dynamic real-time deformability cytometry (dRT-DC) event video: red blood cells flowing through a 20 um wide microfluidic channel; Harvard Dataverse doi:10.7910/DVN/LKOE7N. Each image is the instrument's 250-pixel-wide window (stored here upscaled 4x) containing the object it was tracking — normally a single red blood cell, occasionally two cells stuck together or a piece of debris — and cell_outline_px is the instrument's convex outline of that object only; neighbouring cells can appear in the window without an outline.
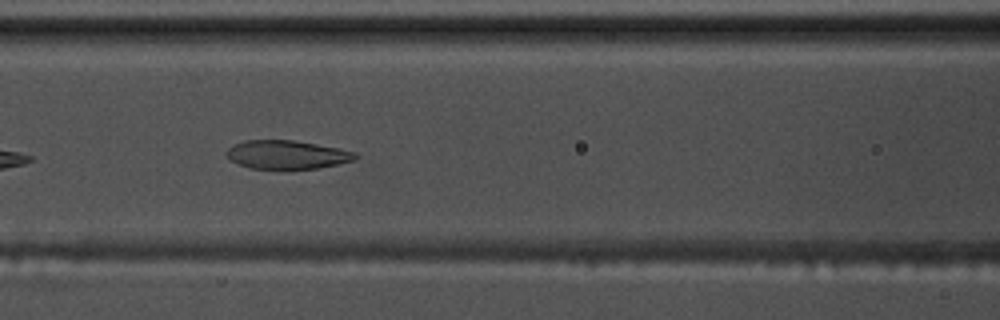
{"species": "common noctule bat (a hibernating species)", "species_latin": "Nyctalus noctula", "temperature_condition": "warm", "stored_images_in_passage": 15, "camera_frame_rate_fps": 3000, "um_per_image_px": 0.085, "animal": {"sex": "male", "body_mass_g": 17.5, "forearm_length_mm": 52.3}, "frame": {"image": 1, "passage_image": 9, "time_ms": 2.667, "image_size_px": [1000, 320], "cell_outline_px": [[360, 156], [356, 160], [316, 168], [252, 168], [228, 160], [224, 152], [232, 144], [244, 140], [292, 140], [340, 148], [356, 152]], "centroid_in_image_um": [24.37, 13.13], "position_along_channel_um": 142.2, "area_um2": 21.44}}